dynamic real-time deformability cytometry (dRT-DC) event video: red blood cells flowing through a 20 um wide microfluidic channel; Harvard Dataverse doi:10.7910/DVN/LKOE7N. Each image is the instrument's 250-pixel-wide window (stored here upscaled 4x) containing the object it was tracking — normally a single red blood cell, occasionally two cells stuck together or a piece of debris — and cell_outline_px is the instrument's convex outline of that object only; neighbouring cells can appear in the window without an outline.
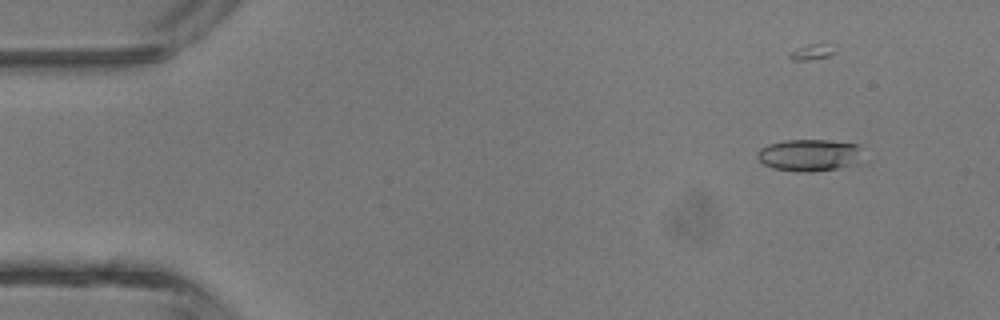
{"species": "common noctule bat (a hibernating species)", "species_latin": "Nyctalus noctula", "temperature_condition": "room temperature", "stored_images_in_passage": 5, "camera_frame_rate_fps": 3000, "um_per_image_px": 0.085, "animal": {"sex": "male", "body_mass_g": 13.3}, "frame": {"image": 1, "passage_image": 2, "time_ms": 1.0, "image_size_px": [1000, 320], "cell_outline_px": [[860, 148], [856, 164], [836, 168], [808, 172], [796, 172], [772, 168], [764, 164], [756, 156], [756, 152], [760, 148], [768, 144], [784, 140], [828, 140], [856, 144]], "centroid_in_image_um": [68.71, 13.18], "position_along_channel_um": 16.3, "area_um2": 19.48}}